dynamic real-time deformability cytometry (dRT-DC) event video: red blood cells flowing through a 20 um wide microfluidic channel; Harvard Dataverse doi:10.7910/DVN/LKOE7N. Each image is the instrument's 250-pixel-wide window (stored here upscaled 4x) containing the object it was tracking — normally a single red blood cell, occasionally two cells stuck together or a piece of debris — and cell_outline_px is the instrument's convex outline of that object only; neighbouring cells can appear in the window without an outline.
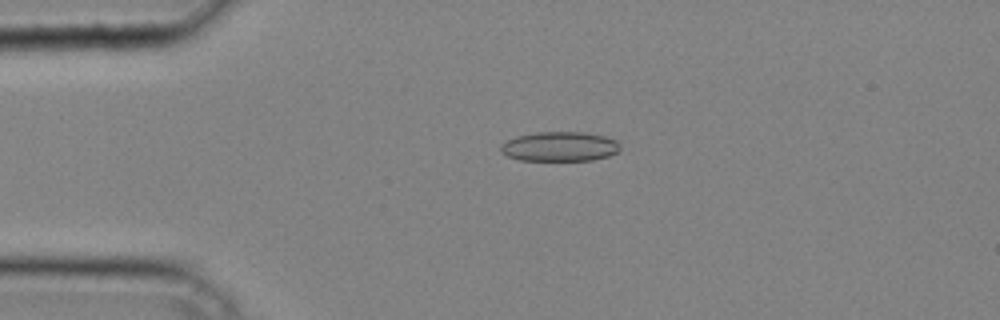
{"species": "common noctule bat (a hibernating species)", "species_latin": "Nyctalus noctula", "temperature_condition": "cold", "stored_images_in_passage": 36, "camera_frame_rate_fps": 3000, "um_per_image_px": 0.085, "animal": {"sex": "male", "body_mass_g": 20.4}, "frame": {"image": 1, "passage_image": 6, "time_ms": 1.667, "image_size_px": [1000, 320], "cell_outline_px": [[620, 148], [616, 152], [608, 156], [592, 160], [520, 160], [508, 156], [500, 152], [500, 144], [504, 140], [516, 136], [536, 132], [584, 132], [604, 136], [616, 140], [620, 144]], "centroid_in_image_um": [47.53, 12.45], "position_along_channel_um": 37.5, "area_um2": 20.69}}
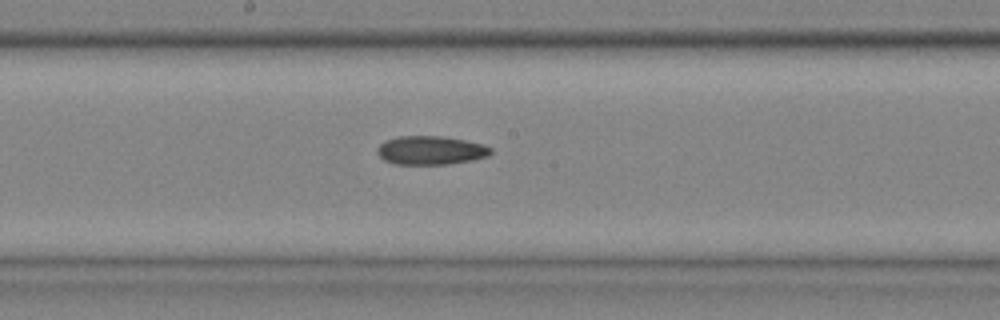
{"frame": {"image": 2, "passage_image": 19, "time_ms": 6.0, "image_size_px": [1000, 320], "cell_outline_px": [[492, 152], [488, 156], [472, 160], [448, 164], [396, 164], [384, 160], [376, 152], [376, 148], [384, 140], [396, 136], [444, 136], [484, 144], [492, 148]], "centroid_in_image_um": [36.6, 12.77], "position_along_channel_um": 211.6, "area_um2": 19.13}}
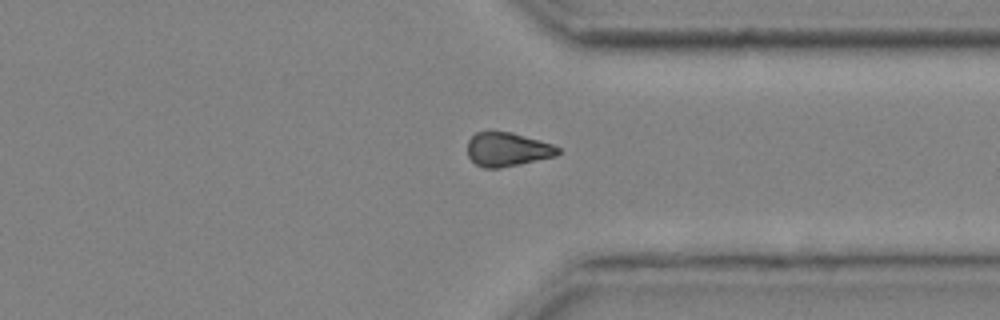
{"frame": {"image": 3, "passage_image": 29, "time_ms": 9.333, "image_size_px": [1000, 320], "cell_outline_px": [[560, 152], [556, 156], [520, 164], [500, 168], [484, 168], [476, 164], [468, 156], [468, 140], [476, 132], [512, 132], [540, 140], [552, 144], [560, 148]], "centroid_in_image_um": [43.14, 12.7], "position_along_channel_um": 368.3, "area_um2": 17.86}}